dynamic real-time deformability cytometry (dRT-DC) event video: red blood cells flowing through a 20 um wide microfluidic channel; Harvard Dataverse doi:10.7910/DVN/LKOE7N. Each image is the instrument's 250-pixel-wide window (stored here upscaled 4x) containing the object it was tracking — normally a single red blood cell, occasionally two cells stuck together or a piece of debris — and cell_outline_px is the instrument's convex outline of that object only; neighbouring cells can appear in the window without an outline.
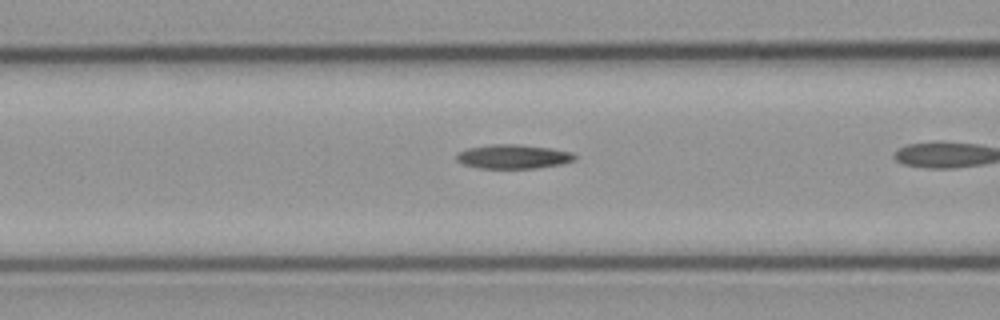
{"species": "common noctule bat (a hibernating species)", "species_latin": "Nyctalus noctula", "temperature_condition": "cold", "stored_images_in_passage": 10, "camera_frame_rate_fps": 3000, "um_per_image_px": 0.085, "animal": {"sex": "male", "body_mass_g": 23.1, "forearm_length_mm": 52.7}, "frame": {"image": 1, "passage_image": 9, "time_ms": 2.667, "image_size_px": [1000, 320], "cell_outline_px": [[576, 160], [560, 164], [536, 168], [480, 168], [464, 164], [456, 160], [456, 152], [468, 148], [492, 144], [516, 144], [552, 148], [572, 152], [576, 156]], "centroid_in_image_um": [43.62, 13.3], "position_along_channel_um": 123.0, "area_um2": 16.65}}